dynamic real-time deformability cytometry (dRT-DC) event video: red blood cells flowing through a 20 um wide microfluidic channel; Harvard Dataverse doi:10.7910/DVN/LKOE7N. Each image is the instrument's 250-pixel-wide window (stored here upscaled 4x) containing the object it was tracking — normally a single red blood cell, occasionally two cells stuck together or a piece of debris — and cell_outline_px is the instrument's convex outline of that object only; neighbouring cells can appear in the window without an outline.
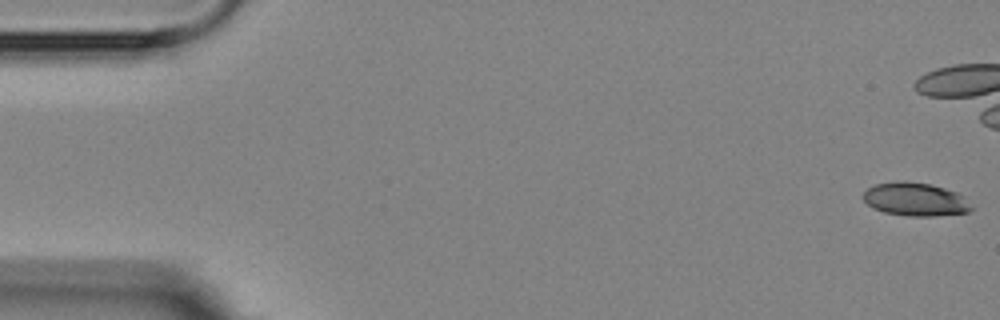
{"species": "Egyptian fruit bat (a non-hibernating species)", "species_latin": "Rousettus aegyptiacus", "temperature_condition": "room temperature", "stored_images_in_passage": 6, "camera_frame_rate_fps": 3000, "um_per_image_px": 0.085, "animal": {"sex": "female"}, "frame": {"image": 1, "passage_image": 1, "time_ms": 0.0, "image_size_px": [1000, 320], "cell_outline_px": [[972, 208], [968, 212], [936, 216], [908, 216], [884, 212], [872, 208], [860, 196], [868, 188], [876, 184], [900, 180], [904, 180], [928, 184], [944, 188], [956, 192], [964, 196]], "centroid_in_image_um": [77.77, 16.94], "position_along_channel_um": 7.2, "area_um2": 21.04}}